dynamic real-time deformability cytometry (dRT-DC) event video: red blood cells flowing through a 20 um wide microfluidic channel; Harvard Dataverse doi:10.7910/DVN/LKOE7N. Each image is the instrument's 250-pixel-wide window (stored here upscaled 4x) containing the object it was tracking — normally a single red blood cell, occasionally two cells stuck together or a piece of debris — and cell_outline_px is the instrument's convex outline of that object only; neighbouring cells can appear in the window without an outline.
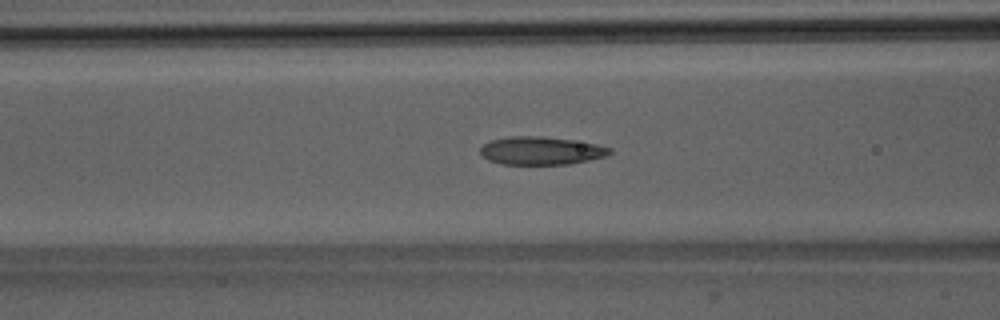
{"species": "Egyptian fruit bat (a non-hibernating species)", "species_latin": "Rousettus aegyptiacus", "temperature_condition": "room temperature", "stored_images_in_passage": 51, "camera_frame_rate_fps": 3000, "um_per_image_px": 0.085, "animal": {"sex": "male"}, "frame": {"image": 1, "passage_image": 20, "time_ms": 6.333, "image_size_px": [1000, 320], "cell_outline_px": [[612, 152], [604, 156], [588, 160], [568, 164], [500, 164], [488, 160], [480, 152], [480, 148], [484, 144], [492, 140], [512, 136], [544, 136], [572, 140], [596, 144], [612, 148]], "centroid_in_image_um": [45.98, 12.81], "position_along_channel_um": 120.6, "area_um2": 20.98}}
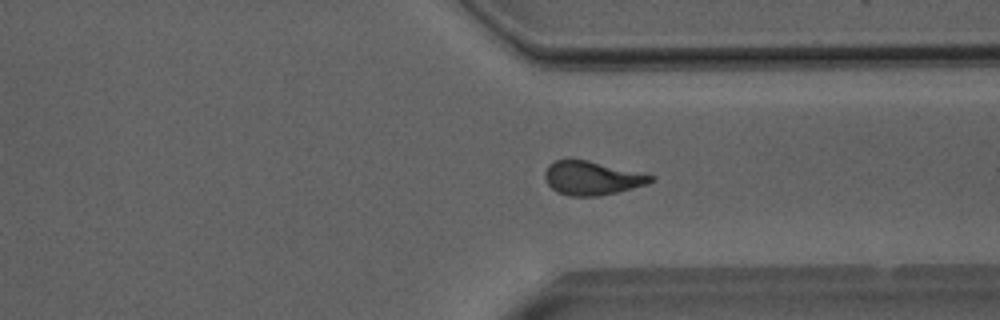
{"frame": {"image": 2, "passage_image": 38, "time_ms": 12.333, "image_size_px": [1000, 320], "cell_outline_px": [[656, 176], [648, 184], [616, 192], [596, 196], [568, 196], [556, 192], [548, 184], [544, 176], [544, 172], [548, 164], [556, 160], [588, 160]], "centroid_in_image_um": [50.29, 15.14], "position_along_channel_um": 361.1, "area_um2": 20.69}}
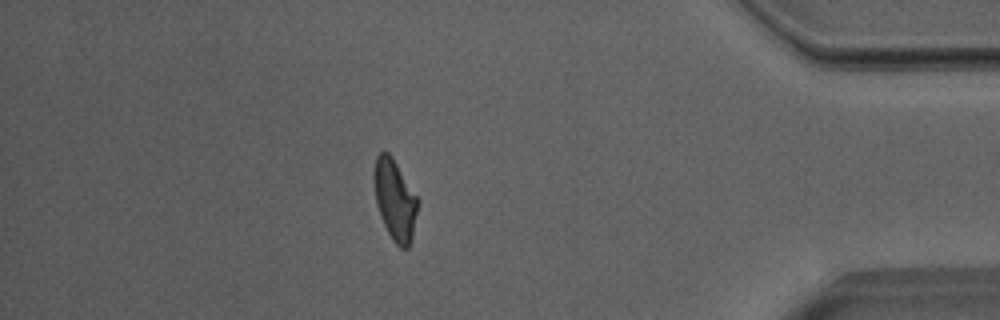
{"frame": {"image": 3, "passage_image": 44, "time_ms": 14.333, "image_size_px": [1000, 320], "cell_outline_px": [[416, 212], [412, 236], [408, 248], [400, 248], [392, 240], [380, 216], [376, 204], [372, 180], [372, 172], [376, 156], [380, 152], [388, 152], [392, 156], [416, 196]], "centroid_in_image_um": [33.5, 16.95], "position_along_channel_um": 401.7, "area_um2": 20.35}}